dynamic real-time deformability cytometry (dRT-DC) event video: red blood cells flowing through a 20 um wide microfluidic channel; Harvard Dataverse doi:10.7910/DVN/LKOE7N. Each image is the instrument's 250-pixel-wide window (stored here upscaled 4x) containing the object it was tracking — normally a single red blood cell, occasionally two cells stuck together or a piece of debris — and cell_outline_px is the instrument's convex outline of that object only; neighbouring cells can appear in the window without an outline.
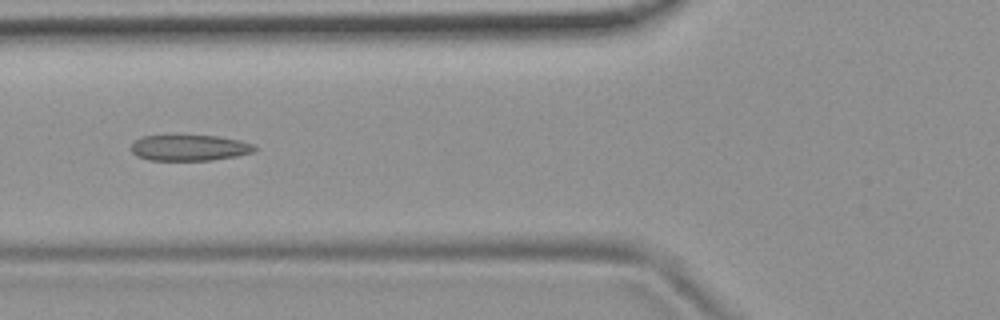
{"species": "common noctule bat (a hibernating species)", "species_latin": "Nyctalus noctula", "temperature_condition": "room temperature", "stored_images_in_passage": 53, "camera_frame_rate_fps": 3000, "um_per_image_px": 0.085, "animal": {"sex": "female", "body_mass_g": 19.9}, "frame": {"image": 1, "passage_image": 20, "time_ms": 6.333, "image_size_px": [1000, 320], "cell_outline_px": [[256, 152], [236, 156], [212, 160], [148, 160], [136, 156], [132, 152], [132, 144], [140, 136], [216, 136], [240, 140], [252, 144], [256, 148]], "centroid_in_image_um": [16.11, 12.57], "position_along_channel_um": 109.7, "area_um2": 18.55}}
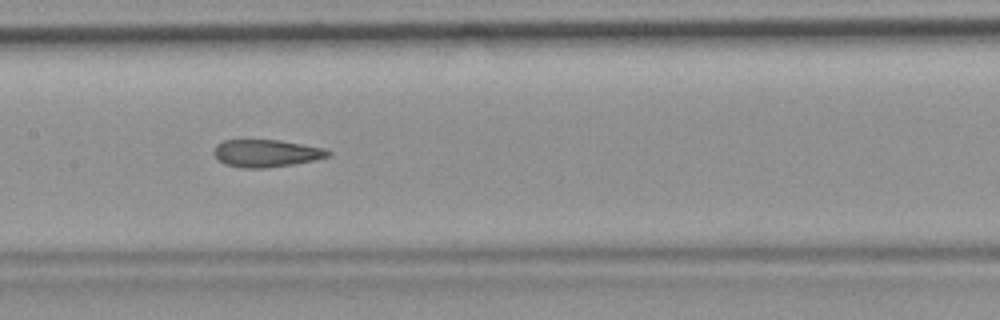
{"frame": {"image": 2, "passage_image": 26, "time_ms": 8.333, "image_size_px": [1000, 320], "cell_outline_px": [[332, 156], [316, 160], [292, 164], [264, 168], [244, 168], [224, 164], [212, 152], [216, 144], [224, 140], [280, 140], [324, 148], [332, 152]], "centroid_in_image_um": [22.65, 13.02], "position_along_channel_um": 184.7, "area_um2": 18.32}}
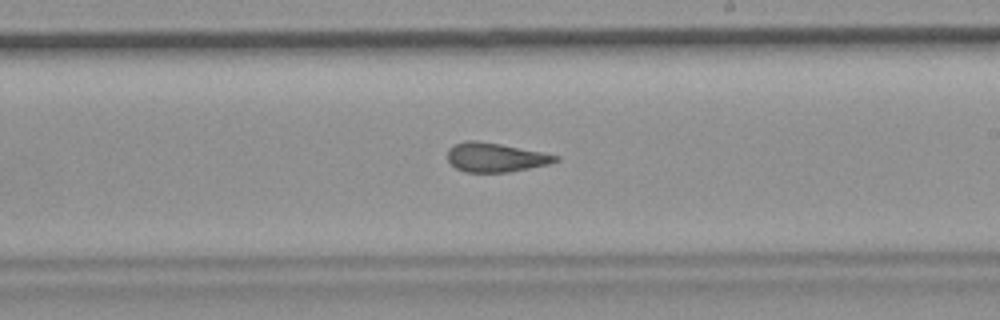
{"frame": {"image": 3, "passage_image": 31, "time_ms": 10.0, "image_size_px": [1000, 320], "cell_outline_px": [[560, 160], [548, 164], [508, 172], [464, 172], [456, 168], [448, 160], [448, 148], [452, 144], [468, 140], [476, 140], [500, 144], [544, 152], [560, 156]], "centroid_in_image_um": [42.11, 13.37], "position_along_channel_um": 246.9, "area_um2": 18.38}, "authors_computed_cell_mechanics": {"area_um2": 19.5942, "velocity_mm_per_s": 3.7476, "shape_relaxation_time_tau1_ms": null, "shape_relaxation_time_tau2_ms": 1.1233, "deformation_change_tau1": null, "deformation_change_tau2": 0.0787}}